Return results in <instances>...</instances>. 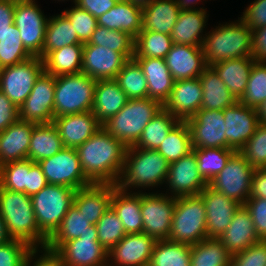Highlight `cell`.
<instances>
[{"label":"cell","mask_w":266,"mask_h":266,"mask_svg":"<svg viewBox=\"0 0 266 266\" xmlns=\"http://www.w3.org/2000/svg\"><path fill=\"white\" fill-rule=\"evenodd\" d=\"M127 146L100 128L85 143L76 148L85 176L96 184L118 182Z\"/></svg>","instance_id":"cell-1"},{"label":"cell","mask_w":266,"mask_h":266,"mask_svg":"<svg viewBox=\"0 0 266 266\" xmlns=\"http://www.w3.org/2000/svg\"><path fill=\"white\" fill-rule=\"evenodd\" d=\"M0 215L11 239L22 240L34 249H38L37 243L46 247L48 238L38 228L31 196L0 188Z\"/></svg>","instance_id":"cell-2"},{"label":"cell","mask_w":266,"mask_h":266,"mask_svg":"<svg viewBox=\"0 0 266 266\" xmlns=\"http://www.w3.org/2000/svg\"><path fill=\"white\" fill-rule=\"evenodd\" d=\"M169 164L157 150L129 146L122 176L116 186L122 191H127L129 186L148 187L162 184L167 179Z\"/></svg>","instance_id":"cell-3"},{"label":"cell","mask_w":266,"mask_h":266,"mask_svg":"<svg viewBox=\"0 0 266 266\" xmlns=\"http://www.w3.org/2000/svg\"><path fill=\"white\" fill-rule=\"evenodd\" d=\"M202 50L207 66L240 57H252V30L240 19L238 23L218 26L204 37Z\"/></svg>","instance_id":"cell-4"},{"label":"cell","mask_w":266,"mask_h":266,"mask_svg":"<svg viewBox=\"0 0 266 266\" xmlns=\"http://www.w3.org/2000/svg\"><path fill=\"white\" fill-rule=\"evenodd\" d=\"M162 108L160 102L149 97L129 99L116 115L102 124V128L127 147L134 146L146 125Z\"/></svg>","instance_id":"cell-5"},{"label":"cell","mask_w":266,"mask_h":266,"mask_svg":"<svg viewBox=\"0 0 266 266\" xmlns=\"http://www.w3.org/2000/svg\"><path fill=\"white\" fill-rule=\"evenodd\" d=\"M207 238L206 211L199 195L176 198L169 241L195 245Z\"/></svg>","instance_id":"cell-6"},{"label":"cell","mask_w":266,"mask_h":266,"mask_svg":"<svg viewBox=\"0 0 266 266\" xmlns=\"http://www.w3.org/2000/svg\"><path fill=\"white\" fill-rule=\"evenodd\" d=\"M76 190L68 186L48 184L31 196L39 230L49 239L59 228Z\"/></svg>","instance_id":"cell-7"},{"label":"cell","mask_w":266,"mask_h":266,"mask_svg":"<svg viewBox=\"0 0 266 266\" xmlns=\"http://www.w3.org/2000/svg\"><path fill=\"white\" fill-rule=\"evenodd\" d=\"M96 83L82 72L56 77L54 118L91 111Z\"/></svg>","instance_id":"cell-8"},{"label":"cell","mask_w":266,"mask_h":266,"mask_svg":"<svg viewBox=\"0 0 266 266\" xmlns=\"http://www.w3.org/2000/svg\"><path fill=\"white\" fill-rule=\"evenodd\" d=\"M254 170L240 152L236 151L208 185L226 197L244 205L250 197Z\"/></svg>","instance_id":"cell-9"},{"label":"cell","mask_w":266,"mask_h":266,"mask_svg":"<svg viewBox=\"0 0 266 266\" xmlns=\"http://www.w3.org/2000/svg\"><path fill=\"white\" fill-rule=\"evenodd\" d=\"M38 164L48 184L68 186L75 190L93 184L85 176L75 148L64 147Z\"/></svg>","instance_id":"cell-10"},{"label":"cell","mask_w":266,"mask_h":266,"mask_svg":"<svg viewBox=\"0 0 266 266\" xmlns=\"http://www.w3.org/2000/svg\"><path fill=\"white\" fill-rule=\"evenodd\" d=\"M44 71L43 59H30L13 66L0 69V91L18 108L32 91L35 81Z\"/></svg>","instance_id":"cell-11"},{"label":"cell","mask_w":266,"mask_h":266,"mask_svg":"<svg viewBox=\"0 0 266 266\" xmlns=\"http://www.w3.org/2000/svg\"><path fill=\"white\" fill-rule=\"evenodd\" d=\"M47 21L34 0H16L14 24L20 32L24 48L33 57L42 59Z\"/></svg>","instance_id":"cell-12"},{"label":"cell","mask_w":266,"mask_h":266,"mask_svg":"<svg viewBox=\"0 0 266 266\" xmlns=\"http://www.w3.org/2000/svg\"><path fill=\"white\" fill-rule=\"evenodd\" d=\"M55 85L56 77L43 71L29 96L18 108L19 119L35 124L53 122Z\"/></svg>","instance_id":"cell-13"},{"label":"cell","mask_w":266,"mask_h":266,"mask_svg":"<svg viewBox=\"0 0 266 266\" xmlns=\"http://www.w3.org/2000/svg\"><path fill=\"white\" fill-rule=\"evenodd\" d=\"M170 197L141 193L143 233L156 240H168L171 231L176 197Z\"/></svg>","instance_id":"cell-14"},{"label":"cell","mask_w":266,"mask_h":266,"mask_svg":"<svg viewBox=\"0 0 266 266\" xmlns=\"http://www.w3.org/2000/svg\"><path fill=\"white\" fill-rule=\"evenodd\" d=\"M192 148H227L223 110L199 109L186 120Z\"/></svg>","instance_id":"cell-15"},{"label":"cell","mask_w":266,"mask_h":266,"mask_svg":"<svg viewBox=\"0 0 266 266\" xmlns=\"http://www.w3.org/2000/svg\"><path fill=\"white\" fill-rule=\"evenodd\" d=\"M55 253L65 266H108V252L99 243L97 232H86L69 240Z\"/></svg>","instance_id":"cell-16"},{"label":"cell","mask_w":266,"mask_h":266,"mask_svg":"<svg viewBox=\"0 0 266 266\" xmlns=\"http://www.w3.org/2000/svg\"><path fill=\"white\" fill-rule=\"evenodd\" d=\"M199 196L204 202L206 211L207 238H219L231 224L232 218L241 204L209 185Z\"/></svg>","instance_id":"cell-17"},{"label":"cell","mask_w":266,"mask_h":266,"mask_svg":"<svg viewBox=\"0 0 266 266\" xmlns=\"http://www.w3.org/2000/svg\"><path fill=\"white\" fill-rule=\"evenodd\" d=\"M173 197L199 195L208 185L198 170L195 152L192 150L182 158L169 164L167 174Z\"/></svg>","instance_id":"cell-18"},{"label":"cell","mask_w":266,"mask_h":266,"mask_svg":"<svg viewBox=\"0 0 266 266\" xmlns=\"http://www.w3.org/2000/svg\"><path fill=\"white\" fill-rule=\"evenodd\" d=\"M227 149L239 151L253 136L259 125L256 108L248 107L239 101L223 110Z\"/></svg>","instance_id":"cell-19"},{"label":"cell","mask_w":266,"mask_h":266,"mask_svg":"<svg viewBox=\"0 0 266 266\" xmlns=\"http://www.w3.org/2000/svg\"><path fill=\"white\" fill-rule=\"evenodd\" d=\"M128 59L119 52L94 44H84L81 72L94 80L115 79Z\"/></svg>","instance_id":"cell-20"},{"label":"cell","mask_w":266,"mask_h":266,"mask_svg":"<svg viewBox=\"0 0 266 266\" xmlns=\"http://www.w3.org/2000/svg\"><path fill=\"white\" fill-rule=\"evenodd\" d=\"M202 97L203 90L199 77L177 80L163 108L179 121H186L201 109Z\"/></svg>","instance_id":"cell-21"},{"label":"cell","mask_w":266,"mask_h":266,"mask_svg":"<svg viewBox=\"0 0 266 266\" xmlns=\"http://www.w3.org/2000/svg\"><path fill=\"white\" fill-rule=\"evenodd\" d=\"M53 123L64 147L75 149L102 128L92 111L59 116L54 118Z\"/></svg>","instance_id":"cell-22"},{"label":"cell","mask_w":266,"mask_h":266,"mask_svg":"<svg viewBox=\"0 0 266 266\" xmlns=\"http://www.w3.org/2000/svg\"><path fill=\"white\" fill-rule=\"evenodd\" d=\"M157 240L145 233L126 234L109 252L117 266H148Z\"/></svg>","instance_id":"cell-23"},{"label":"cell","mask_w":266,"mask_h":266,"mask_svg":"<svg viewBox=\"0 0 266 266\" xmlns=\"http://www.w3.org/2000/svg\"><path fill=\"white\" fill-rule=\"evenodd\" d=\"M165 62L175 81L198 78L207 67L202 46L173 44Z\"/></svg>","instance_id":"cell-24"},{"label":"cell","mask_w":266,"mask_h":266,"mask_svg":"<svg viewBox=\"0 0 266 266\" xmlns=\"http://www.w3.org/2000/svg\"><path fill=\"white\" fill-rule=\"evenodd\" d=\"M35 123L18 119L0 132V166L28 159L30 137Z\"/></svg>","instance_id":"cell-25"},{"label":"cell","mask_w":266,"mask_h":266,"mask_svg":"<svg viewBox=\"0 0 266 266\" xmlns=\"http://www.w3.org/2000/svg\"><path fill=\"white\" fill-rule=\"evenodd\" d=\"M115 184H96L77 189L73 203L79 211L89 220L91 225H96L103 214L111 207V198Z\"/></svg>","instance_id":"cell-26"},{"label":"cell","mask_w":266,"mask_h":266,"mask_svg":"<svg viewBox=\"0 0 266 266\" xmlns=\"http://www.w3.org/2000/svg\"><path fill=\"white\" fill-rule=\"evenodd\" d=\"M231 255L242 252L260 241L249 211L241 205L235 212L231 224L218 238Z\"/></svg>","instance_id":"cell-27"},{"label":"cell","mask_w":266,"mask_h":266,"mask_svg":"<svg viewBox=\"0 0 266 266\" xmlns=\"http://www.w3.org/2000/svg\"><path fill=\"white\" fill-rule=\"evenodd\" d=\"M141 67L146 77L148 97L162 105L168 100L175 80L169 71L165 59L133 58Z\"/></svg>","instance_id":"cell-28"},{"label":"cell","mask_w":266,"mask_h":266,"mask_svg":"<svg viewBox=\"0 0 266 266\" xmlns=\"http://www.w3.org/2000/svg\"><path fill=\"white\" fill-rule=\"evenodd\" d=\"M128 100L129 98L115 79L98 80L91 111L98 118V121L103 124L116 115Z\"/></svg>","instance_id":"cell-29"},{"label":"cell","mask_w":266,"mask_h":266,"mask_svg":"<svg viewBox=\"0 0 266 266\" xmlns=\"http://www.w3.org/2000/svg\"><path fill=\"white\" fill-rule=\"evenodd\" d=\"M256 61L253 57H240L220 61L211 65L230 93L239 101L245 93L251 68Z\"/></svg>","instance_id":"cell-30"},{"label":"cell","mask_w":266,"mask_h":266,"mask_svg":"<svg viewBox=\"0 0 266 266\" xmlns=\"http://www.w3.org/2000/svg\"><path fill=\"white\" fill-rule=\"evenodd\" d=\"M142 8L131 2H118L109 11L101 15L98 25L109 30L127 32L134 39L142 30Z\"/></svg>","instance_id":"cell-31"},{"label":"cell","mask_w":266,"mask_h":266,"mask_svg":"<svg viewBox=\"0 0 266 266\" xmlns=\"http://www.w3.org/2000/svg\"><path fill=\"white\" fill-rule=\"evenodd\" d=\"M181 9L176 0H154L142 8V30L170 35Z\"/></svg>","instance_id":"cell-32"},{"label":"cell","mask_w":266,"mask_h":266,"mask_svg":"<svg viewBox=\"0 0 266 266\" xmlns=\"http://www.w3.org/2000/svg\"><path fill=\"white\" fill-rule=\"evenodd\" d=\"M206 17L205 9L181 10L170 34L172 43L202 46L204 37L200 33L206 26Z\"/></svg>","instance_id":"cell-33"},{"label":"cell","mask_w":266,"mask_h":266,"mask_svg":"<svg viewBox=\"0 0 266 266\" xmlns=\"http://www.w3.org/2000/svg\"><path fill=\"white\" fill-rule=\"evenodd\" d=\"M111 207L118 214L127 234L143 233L141 193L130 194L116 187L113 190Z\"/></svg>","instance_id":"cell-34"},{"label":"cell","mask_w":266,"mask_h":266,"mask_svg":"<svg viewBox=\"0 0 266 266\" xmlns=\"http://www.w3.org/2000/svg\"><path fill=\"white\" fill-rule=\"evenodd\" d=\"M86 232H97L96 225H91L89 220L73 203L62 219L59 228L48 239L45 248L56 252L65 242L79 238Z\"/></svg>","instance_id":"cell-35"},{"label":"cell","mask_w":266,"mask_h":266,"mask_svg":"<svg viewBox=\"0 0 266 266\" xmlns=\"http://www.w3.org/2000/svg\"><path fill=\"white\" fill-rule=\"evenodd\" d=\"M199 79L203 90L201 109L219 111L238 102L211 66L204 69Z\"/></svg>","instance_id":"cell-36"},{"label":"cell","mask_w":266,"mask_h":266,"mask_svg":"<svg viewBox=\"0 0 266 266\" xmlns=\"http://www.w3.org/2000/svg\"><path fill=\"white\" fill-rule=\"evenodd\" d=\"M84 44L66 45L50 51L44 58V71L55 77L81 72Z\"/></svg>","instance_id":"cell-37"},{"label":"cell","mask_w":266,"mask_h":266,"mask_svg":"<svg viewBox=\"0 0 266 266\" xmlns=\"http://www.w3.org/2000/svg\"><path fill=\"white\" fill-rule=\"evenodd\" d=\"M63 148L64 145L53 122L35 124L30 137L29 160L38 163L52 157Z\"/></svg>","instance_id":"cell-38"},{"label":"cell","mask_w":266,"mask_h":266,"mask_svg":"<svg viewBox=\"0 0 266 266\" xmlns=\"http://www.w3.org/2000/svg\"><path fill=\"white\" fill-rule=\"evenodd\" d=\"M83 44L78 40L76 30L61 13L47 21L42 59L50 52L66 45Z\"/></svg>","instance_id":"cell-39"},{"label":"cell","mask_w":266,"mask_h":266,"mask_svg":"<svg viewBox=\"0 0 266 266\" xmlns=\"http://www.w3.org/2000/svg\"><path fill=\"white\" fill-rule=\"evenodd\" d=\"M178 122L179 120L173 114L162 108L146 125L134 147L157 150Z\"/></svg>","instance_id":"cell-40"},{"label":"cell","mask_w":266,"mask_h":266,"mask_svg":"<svg viewBox=\"0 0 266 266\" xmlns=\"http://www.w3.org/2000/svg\"><path fill=\"white\" fill-rule=\"evenodd\" d=\"M231 257L218 238H205L191 245L190 266H224Z\"/></svg>","instance_id":"cell-41"},{"label":"cell","mask_w":266,"mask_h":266,"mask_svg":"<svg viewBox=\"0 0 266 266\" xmlns=\"http://www.w3.org/2000/svg\"><path fill=\"white\" fill-rule=\"evenodd\" d=\"M191 246L157 240L148 266H190Z\"/></svg>","instance_id":"cell-42"},{"label":"cell","mask_w":266,"mask_h":266,"mask_svg":"<svg viewBox=\"0 0 266 266\" xmlns=\"http://www.w3.org/2000/svg\"><path fill=\"white\" fill-rule=\"evenodd\" d=\"M192 149L188 124L186 121H179L167 134L157 151L172 163L191 152Z\"/></svg>","instance_id":"cell-43"},{"label":"cell","mask_w":266,"mask_h":266,"mask_svg":"<svg viewBox=\"0 0 266 266\" xmlns=\"http://www.w3.org/2000/svg\"><path fill=\"white\" fill-rule=\"evenodd\" d=\"M172 45L170 35L154 31H140L135 38L133 58L165 59Z\"/></svg>","instance_id":"cell-44"},{"label":"cell","mask_w":266,"mask_h":266,"mask_svg":"<svg viewBox=\"0 0 266 266\" xmlns=\"http://www.w3.org/2000/svg\"><path fill=\"white\" fill-rule=\"evenodd\" d=\"M115 80L129 99H142L148 97L146 77L139 64L134 60H128L117 74Z\"/></svg>","instance_id":"cell-45"},{"label":"cell","mask_w":266,"mask_h":266,"mask_svg":"<svg viewBox=\"0 0 266 266\" xmlns=\"http://www.w3.org/2000/svg\"><path fill=\"white\" fill-rule=\"evenodd\" d=\"M112 49L122 53L128 60L133 59L135 39L127 32L109 30L103 26H97L88 43Z\"/></svg>","instance_id":"cell-46"},{"label":"cell","mask_w":266,"mask_h":266,"mask_svg":"<svg viewBox=\"0 0 266 266\" xmlns=\"http://www.w3.org/2000/svg\"><path fill=\"white\" fill-rule=\"evenodd\" d=\"M195 152L198 170L209 183L226 165L229 158L236 152L227 148H197Z\"/></svg>","instance_id":"cell-47"},{"label":"cell","mask_w":266,"mask_h":266,"mask_svg":"<svg viewBox=\"0 0 266 266\" xmlns=\"http://www.w3.org/2000/svg\"><path fill=\"white\" fill-rule=\"evenodd\" d=\"M20 32L13 23L0 38V69L22 63L33 57L21 41Z\"/></svg>","instance_id":"cell-48"},{"label":"cell","mask_w":266,"mask_h":266,"mask_svg":"<svg viewBox=\"0 0 266 266\" xmlns=\"http://www.w3.org/2000/svg\"><path fill=\"white\" fill-rule=\"evenodd\" d=\"M30 160L9 162L0 166V188L28 195Z\"/></svg>","instance_id":"cell-49"},{"label":"cell","mask_w":266,"mask_h":266,"mask_svg":"<svg viewBox=\"0 0 266 266\" xmlns=\"http://www.w3.org/2000/svg\"><path fill=\"white\" fill-rule=\"evenodd\" d=\"M99 243L109 252L127 234L118 214L110 207L96 223Z\"/></svg>","instance_id":"cell-50"},{"label":"cell","mask_w":266,"mask_h":266,"mask_svg":"<svg viewBox=\"0 0 266 266\" xmlns=\"http://www.w3.org/2000/svg\"><path fill=\"white\" fill-rule=\"evenodd\" d=\"M266 100V63L255 62L251 68L245 93L239 100L248 107L258 108Z\"/></svg>","instance_id":"cell-51"},{"label":"cell","mask_w":266,"mask_h":266,"mask_svg":"<svg viewBox=\"0 0 266 266\" xmlns=\"http://www.w3.org/2000/svg\"><path fill=\"white\" fill-rule=\"evenodd\" d=\"M239 152L253 169L266 168V124L259 123Z\"/></svg>","instance_id":"cell-52"},{"label":"cell","mask_w":266,"mask_h":266,"mask_svg":"<svg viewBox=\"0 0 266 266\" xmlns=\"http://www.w3.org/2000/svg\"><path fill=\"white\" fill-rule=\"evenodd\" d=\"M76 30L78 40L85 44L90 40L92 33L98 26L97 19L87 10L74 6L71 10L62 13Z\"/></svg>","instance_id":"cell-53"},{"label":"cell","mask_w":266,"mask_h":266,"mask_svg":"<svg viewBox=\"0 0 266 266\" xmlns=\"http://www.w3.org/2000/svg\"><path fill=\"white\" fill-rule=\"evenodd\" d=\"M33 249L28 243L18 239L1 244L0 266H25Z\"/></svg>","instance_id":"cell-54"},{"label":"cell","mask_w":266,"mask_h":266,"mask_svg":"<svg viewBox=\"0 0 266 266\" xmlns=\"http://www.w3.org/2000/svg\"><path fill=\"white\" fill-rule=\"evenodd\" d=\"M231 261L235 266H266V240H260L232 255Z\"/></svg>","instance_id":"cell-55"},{"label":"cell","mask_w":266,"mask_h":266,"mask_svg":"<svg viewBox=\"0 0 266 266\" xmlns=\"http://www.w3.org/2000/svg\"><path fill=\"white\" fill-rule=\"evenodd\" d=\"M244 206L252 217L257 236L260 240H266V199L249 198Z\"/></svg>","instance_id":"cell-56"},{"label":"cell","mask_w":266,"mask_h":266,"mask_svg":"<svg viewBox=\"0 0 266 266\" xmlns=\"http://www.w3.org/2000/svg\"><path fill=\"white\" fill-rule=\"evenodd\" d=\"M241 20L251 29L266 26V0H256L243 12Z\"/></svg>","instance_id":"cell-57"},{"label":"cell","mask_w":266,"mask_h":266,"mask_svg":"<svg viewBox=\"0 0 266 266\" xmlns=\"http://www.w3.org/2000/svg\"><path fill=\"white\" fill-rule=\"evenodd\" d=\"M19 119V109L13 102L0 91V132Z\"/></svg>","instance_id":"cell-58"},{"label":"cell","mask_w":266,"mask_h":266,"mask_svg":"<svg viewBox=\"0 0 266 266\" xmlns=\"http://www.w3.org/2000/svg\"><path fill=\"white\" fill-rule=\"evenodd\" d=\"M75 5L83 10H87L96 19L101 15L109 11L114 7L118 1L117 0H76Z\"/></svg>","instance_id":"cell-59"},{"label":"cell","mask_w":266,"mask_h":266,"mask_svg":"<svg viewBox=\"0 0 266 266\" xmlns=\"http://www.w3.org/2000/svg\"><path fill=\"white\" fill-rule=\"evenodd\" d=\"M252 57L256 62H266V26L252 30Z\"/></svg>","instance_id":"cell-60"},{"label":"cell","mask_w":266,"mask_h":266,"mask_svg":"<svg viewBox=\"0 0 266 266\" xmlns=\"http://www.w3.org/2000/svg\"><path fill=\"white\" fill-rule=\"evenodd\" d=\"M48 185L41 166L30 160V171L28 174V196L38 193Z\"/></svg>","instance_id":"cell-61"},{"label":"cell","mask_w":266,"mask_h":266,"mask_svg":"<svg viewBox=\"0 0 266 266\" xmlns=\"http://www.w3.org/2000/svg\"><path fill=\"white\" fill-rule=\"evenodd\" d=\"M16 0H0V38L14 23V9Z\"/></svg>","instance_id":"cell-62"},{"label":"cell","mask_w":266,"mask_h":266,"mask_svg":"<svg viewBox=\"0 0 266 266\" xmlns=\"http://www.w3.org/2000/svg\"><path fill=\"white\" fill-rule=\"evenodd\" d=\"M249 198L266 199V168L254 170L251 179Z\"/></svg>","instance_id":"cell-63"},{"label":"cell","mask_w":266,"mask_h":266,"mask_svg":"<svg viewBox=\"0 0 266 266\" xmlns=\"http://www.w3.org/2000/svg\"><path fill=\"white\" fill-rule=\"evenodd\" d=\"M44 251L45 254L37 259V261L34 262L33 266H65L61 258L55 252H52L46 248H44ZM37 252V249H33L30 252L25 266L30 265V260L33 259L32 257L36 255Z\"/></svg>","instance_id":"cell-64"},{"label":"cell","mask_w":266,"mask_h":266,"mask_svg":"<svg viewBox=\"0 0 266 266\" xmlns=\"http://www.w3.org/2000/svg\"><path fill=\"white\" fill-rule=\"evenodd\" d=\"M10 240H11V237L8 235L4 220L2 219L0 215V245Z\"/></svg>","instance_id":"cell-65"},{"label":"cell","mask_w":266,"mask_h":266,"mask_svg":"<svg viewBox=\"0 0 266 266\" xmlns=\"http://www.w3.org/2000/svg\"><path fill=\"white\" fill-rule=\"evenodd\" d=\"M256 110L259 117V123L266 124V100Z\"/></svg>","instance_id":"cell-66"},{"label":"cell","mask_w":266,"mask_h":266,"mask_svg":"<svg viewBox=\"0 0 266 266\" xmlns=\"http://www.w3.org/2000/svg\"><path fill=\"white\" fill-rule=\"evenodd\" d=\"M180 9L181 10H192V6H190V4H192L193 2L195 3V0H176ZM198 1V0H197Z\"/></svg>","instance_id":"cell-67"},{"label":"cell","mask_w":266,"mask_h":266,"mask_svg":"<svg viewBox=\"0 0 266 266\" xmlns=\"http://www.w3.org/2000/svg\"><path fill=\"white\" fill-rule=\"evenodd\" d=\"M154 0H130L133 5L139 6L140 8H144L152 3Z\"/></svg>","instance_id":"cell-68"},{"label":"cell","mask_w":266,"mask_h":266,"mask_svg":"<svg viewBox=\"0 0 266 266\" xmlns=\"http://www.w3.org/2000/svg\"><path fill=\"white\" fill-rule=\"evenodd\" d=\"M224 266H235V264L230 260L227 264H225Z\"/></svg>","instance_id":"cell-69"},{"label":"cell","mask_w":266,"mask_h":266,"mask_svg":"<svg viewBox=\"0 0 266 266\" xmlns=\"http://www.w3.org/2000/svg\"><path fill=\"white\" fill-rule=\"evenodd\" d=\"M118 2H130V0H117Z\"/></svg>","instance_id":"cell-70"}]
</instances>
